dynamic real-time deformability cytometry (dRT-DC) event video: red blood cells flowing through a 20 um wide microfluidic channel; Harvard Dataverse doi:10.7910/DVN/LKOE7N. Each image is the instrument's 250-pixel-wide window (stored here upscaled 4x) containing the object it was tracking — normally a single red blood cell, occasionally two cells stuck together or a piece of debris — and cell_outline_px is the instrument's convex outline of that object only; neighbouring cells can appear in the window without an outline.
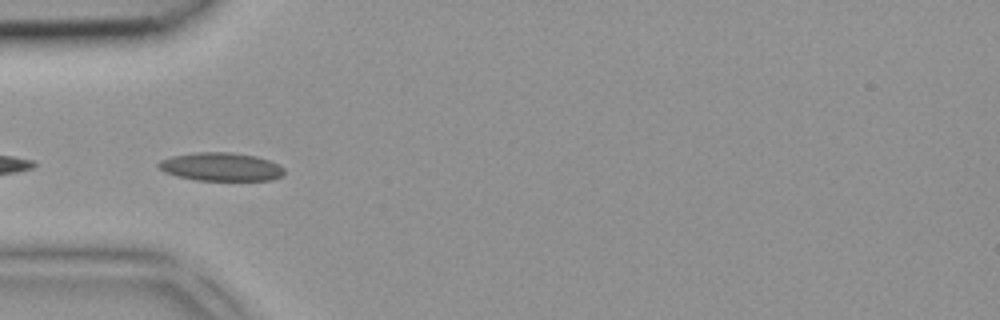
{"species": "common noctule bat (a hibernating species)", "species_latin": "Nyctalus noctula", "temperature_condition": "room temperature", "stored_images_in_passage": 5, "camera_frame_rate_fps": 3000, "um_per_image_px": 0.085, "animal": {"sex": "female", "body_mass_g": 18.4}, "frame": {"image": 1, "passage_image": 5, "time_ms": 1.333, "image_size_px": [1000, 320], "cell_outline_px": [[284, 176], [272, 180], [196, 180], [176, 176], [164, 172], [156, 164], [160, 160], [172, 156], [196, 152], [232, 152], [256, 156], [280, 164], [284, 168]], "centroid_in_image_um": [18.8, 14.18], "position_along_channel_um": 66.2, "area_um2": 20.92}}